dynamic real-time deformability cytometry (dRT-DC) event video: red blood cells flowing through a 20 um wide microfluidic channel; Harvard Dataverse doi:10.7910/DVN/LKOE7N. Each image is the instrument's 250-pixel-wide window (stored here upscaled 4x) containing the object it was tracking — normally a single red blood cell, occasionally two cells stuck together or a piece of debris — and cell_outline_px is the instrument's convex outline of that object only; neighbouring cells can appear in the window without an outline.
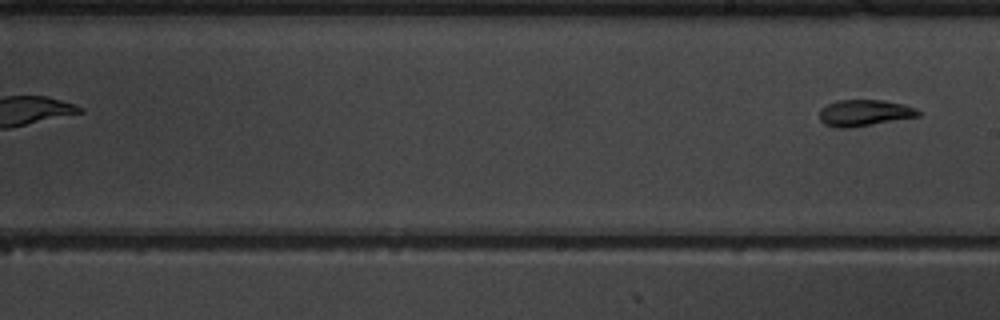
{"species": "common noctule bat (a hibernating species)", "species_latin": "Nyctalus noctula", "temperature_condition": "warm", "stored_images_in_passage": 9, "segment_of_instrument_passage": [2, 2], "camera_frame_rate_fps": 3000, "um_per_image_px": 0.085, "animal": {"sex": "male", "body_mass_g": 19.5, "forearm_length_mm": 54.6}, "frame": {"image": 1, "passage_image": 9, "time_ms": 9.333, "image_size_px": [1000, 320], "cell_outline_px": [[920, 116], [848, 128], [836, 128], [824, 124], [820, 120], [820, 108], [836, 100], [880, 100], [904, 104], [916, 108], [920, 112]], "centroid_in_image_um": [73.45, 9.59], "position_along_channel_um": 215.5, "area_um2": 15.14}}